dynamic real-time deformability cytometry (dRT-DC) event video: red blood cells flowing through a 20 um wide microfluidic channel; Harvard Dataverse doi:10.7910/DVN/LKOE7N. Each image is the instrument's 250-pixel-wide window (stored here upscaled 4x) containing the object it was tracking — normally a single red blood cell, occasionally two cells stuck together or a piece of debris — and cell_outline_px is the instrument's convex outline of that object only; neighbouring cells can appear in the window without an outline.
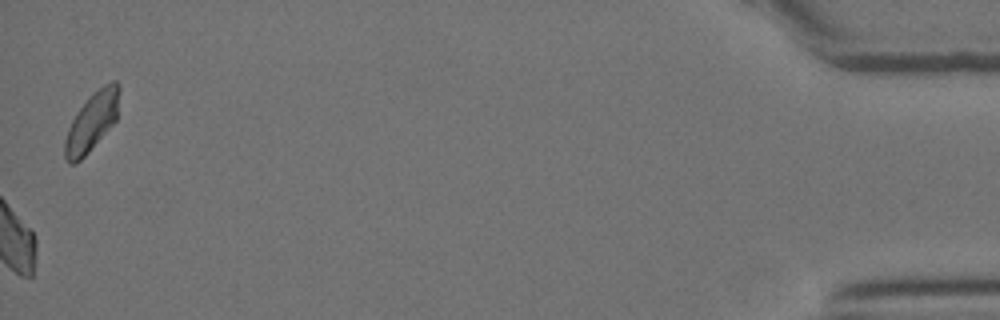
{"species": "Egyptian fruit bat (a non-hibernating species)", "species_latin": "Rousettus aegyptiacus", "temperature_condition": "room temperature", "stored_images_in_passage": 27, "camera_frame_rate_fps": 3000, "um_per_image_px": 0.085, "animal": {"sex": "female"}, "frame": {"image": 1, "passage_image": 27, "time_ms": 8.667, "image_size_px": [1000, 320], "cell_outline_px": [[120, 88], [116, 120], [88, 152], [76, 164], [68, 164], [64, 156], [64, 140], [68, 128], [76, 112], [88, 96], [92, 92], [104, 84], [112, 80], [116, 80], [120, 84]], "centroid_in_image_um": [7.79, 10.32], "position_along_channel_um": 427.4, "area_um2": 18.73}}